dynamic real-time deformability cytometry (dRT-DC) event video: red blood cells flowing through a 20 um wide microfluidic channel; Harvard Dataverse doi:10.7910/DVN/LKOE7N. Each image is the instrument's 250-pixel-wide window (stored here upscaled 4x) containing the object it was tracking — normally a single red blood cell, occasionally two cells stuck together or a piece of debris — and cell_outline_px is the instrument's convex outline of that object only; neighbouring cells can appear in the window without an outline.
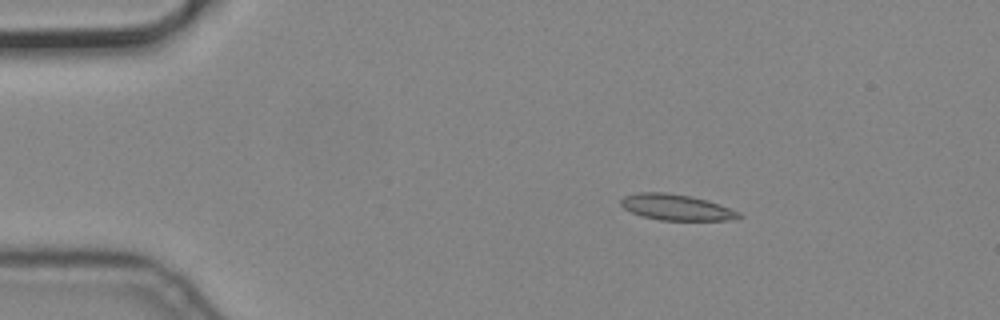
{"species": "common noctule bat (a hibernating species)", "species_latin": "Nyctalus noctula", "temperature_condition": "cold", "stored_images_in_passage": 4, "camera_frame_rate_fps": 3000, "um_per_image_px": 0.085, "animal": {"sex": "male", "body_mass_g": 19.2, "forearm_length_mm": 51.8}, "frame": {"image": 1, "passage_image": 2, "time_ms": 0.333, "image_size_px": [1000, 320], "cell_outline_px": [[744, 216], [732, 220], [660, 220], [640, 216], [624, 208], [620, 204], [620, 200], [624, 196], [640, 192], [664, 192], [692, 196], [708, 200], [740, 212]], "centroid_in_image_um": [57.49, 17.62], "position_along_channel_um": 27.5, "area_um2": 17.92}}